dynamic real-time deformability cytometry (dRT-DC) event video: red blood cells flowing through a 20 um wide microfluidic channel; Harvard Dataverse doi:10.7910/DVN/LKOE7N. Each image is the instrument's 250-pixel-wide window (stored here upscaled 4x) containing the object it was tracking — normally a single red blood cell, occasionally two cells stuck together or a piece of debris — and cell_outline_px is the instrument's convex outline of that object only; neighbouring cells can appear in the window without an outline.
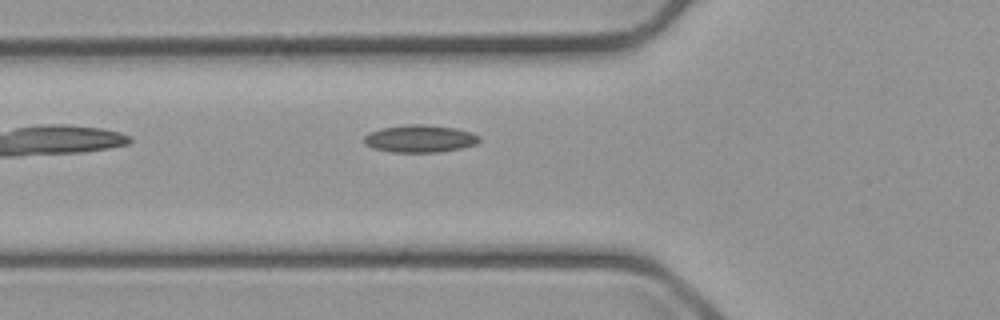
{"species": "common noctule bat (a hibernating species)", "species_latin": "Nyctalus noctula", "temperature_condition": "cold", "stored_images_in_passage": 5, "camera_frame_rate_fps": 3000, "um_per_image_px": 0.085, "animal": {"sex": "male", "body_mass_g": 23.1, "forearm_length_mm": 52.7}, "frame": {"image": 1, "passage_image": 5, "time_ms": 7.0, "image_size_px": [1000, 320], "cell_outline_px": [[480, 140], [476, 144], [460, 148], [436, 152], [392, 152], [372, 148], [364, 144], [364, 136], [368, 132], [380, 128], [404, 124], [420, 124], [456, 128], [472, 132], [480, 136]], "centroid_in_image_um": [35.65, 11.78], "position_along_channel_um": 90.1, "area_um2": 18.55}}